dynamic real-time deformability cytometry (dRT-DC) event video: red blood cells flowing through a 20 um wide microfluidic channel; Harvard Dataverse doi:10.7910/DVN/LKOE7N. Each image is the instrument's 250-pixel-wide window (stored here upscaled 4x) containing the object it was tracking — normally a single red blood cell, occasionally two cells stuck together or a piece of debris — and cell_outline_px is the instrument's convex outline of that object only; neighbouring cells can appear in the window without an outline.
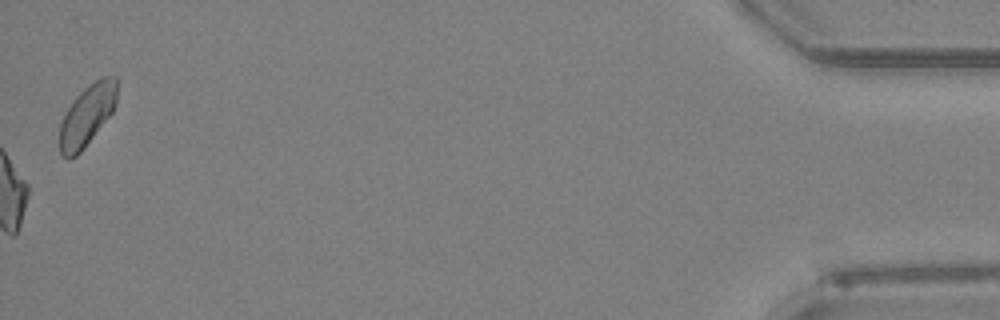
{"species": "Egyptian fruit bat (a non-hibernating species)", "species_latin": "Rousettus aegyptiacus", "temperature_condition": "room temperature", "stored_images_in_passage": 50, "camera_frame_rate_fps": 3000, "um_per_image_px": 0.085, "animal": {"sex": "female"}, "frame": {"image": 1, "passage_image": 50, "time_ms": 16.333, "image_size_px": [1000, 320], "cell_outline_px": [[116, 104], [112, 112], [84, 148], [76, 156], [68, 160], [60, 152], [60, 124], [64, 112], [72, 100], [88, 84], [100, 76], [116, 76]], "centroid_in_image_um": [7.38, 9.78], "position_along_channel_um": 427.8, "area_um2": 20.46}}